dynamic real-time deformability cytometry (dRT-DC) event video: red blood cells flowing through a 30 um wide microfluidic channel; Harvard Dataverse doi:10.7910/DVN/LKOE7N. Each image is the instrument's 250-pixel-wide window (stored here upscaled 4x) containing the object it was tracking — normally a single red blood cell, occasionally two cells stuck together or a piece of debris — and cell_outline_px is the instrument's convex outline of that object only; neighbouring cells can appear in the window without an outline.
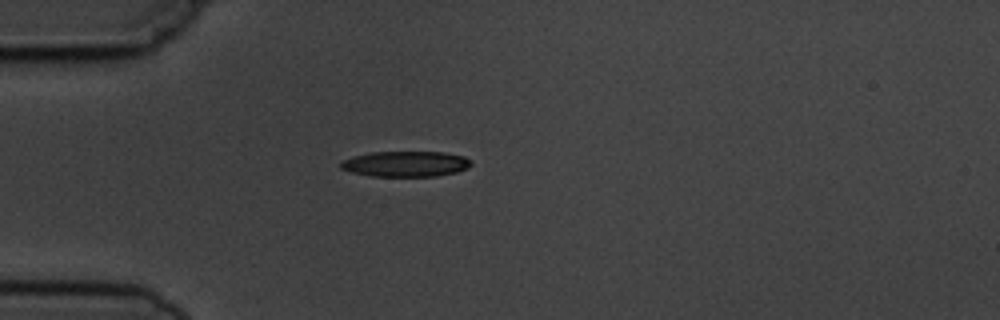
{"species": "common noctule bat (a hibernating species)", "species_latin": "Nyctalus noctula", "temperature_condition": "cold", "stored_images_in_passage": 2, "camera_frame_rate_fps": 3000, "um_per_image_px": 0.085, "animal": {"sex": "male", "body_mass_g": 19.5, "forearm_length_mm": 54.6}, "frame": {"image": 1, "passage_image": 1, "time_ms": 0.0, "image_size_px": [1000, 320], "cell_outline_px": [[472, 164], [468, 168], [456, 172], [436, 176], [372, 176], [352, 172], [340, 168], [340, 164], [344, 160], [352, 156], [372, 152], [444, 152], [464, 156], [472, 160]], "centroid_in_image_um": [34.51, 13.93], "position_along_channel_um": 50.5, "area_um2": 19.42}}